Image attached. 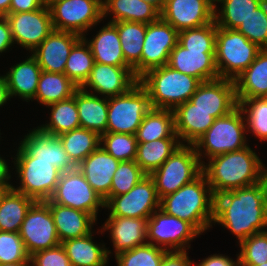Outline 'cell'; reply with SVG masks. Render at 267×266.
<instances>
[{
    "label": "cell",
    "mask_w": 267,
    "mask_h": 266,
    "mask_svg": "<svg viewBox=\"0 0 267 266\" xmlns=\"http://www.w3.org/2000/svg\"><path fill=\"white\" fill-rule=\"evenodd\" d=\"M213 223L228 228L239 243L266 231L267 197L261 182L214 196Z\"/></svg>",
    "instance_id": "obj_1"
},
{
    "label": "cell",
    "mask_w": 267,
    "mask_h": 266,
    "mask_svg": "<svg viewBox=\"0 0 267 266\" xmlns=\"http://www.w3.org/2000/svg\"><path fill=\"white\" fill-rule=\"evenodd\" d=\"M262 161L250 146L209 159L202 165L214 196L260 182Z\"/></svg>",
    "instance_id": "obj_2"
},
{
    "label": "cell",
    "mask_w": 267,
    "mask_h": 266,
    "mask_svg": "<svg viewBox=\"0 0 267 266\" xmlns=\"http://www.w3.org/2000/svg\"><path fill=\"white\" fill-rule=\"evenodd\" d=\"M160 209L191 223L200 233L208 230L214 219V195L206 176L201 173L191 183L162 197Z\"/></svg>",
    "instance_id": "obj_3"
},
{
    "label": "cell",
    "mask_w": 267,
    "mask_h": 266,
    "mask_svg": "<svg viewBox=\"0 0 267 266\" xmlns=\"http://www.w3.org/2000/svg\"><path fill=\"white\" fill-rule=\"evenodd\" d=\"M139 82L147 90L152 108L170 110L188 101L202 83L167 64L148 70Z\"/></svg>",
    "instance_id": "obj_4"
},
{
    "label": "cell",
    "mask_w": 267,
    "mask_h": 266,
    "mask_svg": "<svg viewBox=\"0 0 267 266\" xmlns=\"http://www.w3.org/2000/svg\"><path fill=\"white\" fill-rule=\"evenodd\" d=\"M245 121V115L239 106L228 115L216 118L213 125L193 144L200 163L205 164L201 161L202 154L211 159L249 146L245 136Z\"/></svg>",
    "instance_id": "obj_5"
},
{
    "label": "cell",
    "mask_w": 267,
    "mask_h": 266,
    "mask_svg": "<svg viewBox=\"0 0 267 266\" xmlns=\"http://www.w3.org/2000/svg\"><path fill=\"white\" fill-rule=\"evenodd\" d=\"M261 50L236 29L217 27L215 63L219 78L236 79Z\"/></svg>",
    "instance_id": "obj_6"
},
{
    "label": "cell",
    "mask_w": 267,
    "mask_h": 266,
    "mask_svg": "<svg viewBox=\"0 0 267 266\" xmlns=\"http://www.w3.org/2000/svg\"><path fill=\"white\" fill-rule=\"evenodd\" d=\"M20 186L13 189L35 201L49 200L55 191L61 171L49 161L37 160L20 145L14 158Z\"/></svg>",
    "instance_id": "obj_7"
},
{
    "label": "cell",
    "mask_w": 267,
    "mask_h": 266,
    "mask_svg": "<svg viewBox=\"0 0 267 266\" xmlns=\"http://www.w3.org/2000/svg\"><path fill=\"white\" fill-rule=\"evenodd\" d=\"M202 173V164L193 145L181 144L172 155L149 176L159 199L191 183Z\"/></svg>",
    "instance_id": "obj_8"
},
{
    "label": "cell",
    "mask_w": 267,
    "mask_h": 266,
    "mask_svg": "<svg viewBox=\"0 0 267 266\" xmlns=\"http://www.w3.org/2000/svg\"><path fill=\"white\" fill-rule=\"evenodd\" d=\"M151 109L149 94L138 81L126 93L108 97L106 132L136 134Z\"/></svg>",
    "instance_id": "obj_9"
},
{
    "label": "cell",
    "mask_w": 267,
    "mask_h": 266,
    "mask_svg": "<svg viewBox=\"0 0 267 266\" xmlns=\"http://www.w3.org/2000/svg\"><path fill=\"white\" fill-rule=\"evenodd\" d=\"M54 30L83 37L103 20V6L97 0H50L48 3Z\"/></svg>",
    "instance_id": "obj_10"
},
{
    "label": "cell",
    "mask_w": 267,
    "mask_h": 266,
    "mask_svg": "<svg viewBox=\"0 0 267 266\" xmlns=\"http://www.w3.org/2000/svg\"><path fill=\"white\" fill-rule=\"evenodd\" d=\"M178 40L179 32L161 17L146 24L141 60L133 67L134 75L139 79L148 70L166 65Z\"/></svg>",
    "instance_id": "obj_11"
},
{
    "label": "cell",
    "mask_w": 267,
    "mask_h": 266,
    "mask_svg": "<svg viewBox=\"0 0 267 266\" xmlns=\"http://www.w3.org/2000/svg\"><path fill=\"white\" fill-rule=\"evenodd\" d=\"M200 234L191 223L168 215L160 208L148 218L147 242L168 252L186 251V247L190 248L189 241Z\"/></svg>",
    "instance_id": "obj_12"
},
{
    "label": "cell",
    "mask_w": 267,
    "mask_h": 266,
    "mask_svg": "<svg viewBox=\"0 0 267 266\" xmlns=\"http://www.w3.org/2000/svg\"><path fill=\"white\" fill-rule=\"evenodd\" d=\"M51 202L87 212L97 220L99 207L105 208L103 198L90 186L76 167L61 172Z\"/></svg>",
    "instance_id": "obj_13"
},
{
    "label": "cell",
    "mask_w": 267,
    "mask_h": 266,
    "mask_svg": "<svg viewBox=\"0 0 267 266\" xmlns=\"http://www.w3.org/2000/svg\"><path fill=\"white\" fill-rule=\"evenodd\" d=\"M19 235L29 256L61 244L50 208L44 201H36L31 206L22 222Z\"/></svg>",
    "instance_id": "obj_14"
},
{
    "label": "cell",
    "mask_w": 267,
    "mask_h": 266,
    "mask_svg": "<svg viewBox=\"0 0 267 266\" xmlns=\"http://www.w3.org/2000/svg\"><path fill=\"white\" fill-rule=\"evenodd\" d=\"M105 207L110 210L109 216L148 219L160 208L153 179L147 175L129 192L112 196Z\"/></svg>",
    "instance_id": "obj_15"
},
{
    "label": "cell",
    "mask_w": 267,
    "mask_h": 266,
    "mask_svg": "<svg viewBox=\"0 0 267 266\" xmlns=\"http://www.w3.org/2000/svg\"><path fill=\"white\" fill-rule=\"evenodd\" d=\"M10 24L13 42L34 51L54 30L49 6L29 12L9 13L5 16Z\"/></svg>",
    "instance_id": "obj_16"
},
{
    "label": "cell",
    "mask_w": 267,
    "mask_h": 266,
    "mask_svg": "<svg viewBox=\"0 0 267 266\" xmlns=\"http://www.w3.org/2000/svg\"><path fill=\"white\" fill-rule=\"evenodd\" d=\"M189 101L215 119L228 115L239 106L234 80L224 78L202 82Z\"/></svg>",
    "instance_id": "obj_17"
},
{
    "label": "cell",
    "mask_w": 267,
    "mask_h": 266,
    "mask_svg": "<svg viewBox=\"0 0 267 266\" xmlns=\"http://www.w3.org/2000/svg\"><path fill=\"white\" fill-rule=\"evenodd\" d=\"M139 79L134 75L131 66H113L95 62L86 82L80 87L105 97H113L126 93ZM94 90V91H93Z\"/></svg>",
    "instance_id": "obj_18"
},
{
    "label": "cell",
    "mask_w": 267,
    "mask_h": 266,
    "mask_svg": "<svg viewBox=\"0 0 267 266\" xmlns=\"http://www.w3.org/2000/svg\"><path fill=\"white\" fill-rule=\"evenodd\" d=\"M82 39L81 36L65 31L53 30L34 50L32 56L42 71L64 73L66 61L72 48Z\"/></svg>",
    "instance_id": "obj_19"
},
{
    "label": "cell",
    "mask_w": 267,
    "mask_h": 266,
    "mask_svg": "<svg viewBox=\"0 0 267 266\" xmlns=\"http://www.w3.org/2000/svg\"><path fill=\"white\" fill-rule=\"evenodd\" d=\"M167 65L201 82L219 79L215 50H188L178 42L169 55Z\"/></svg>",
    "instance_id": "obj_20"
},
{
    "label": "cell",
    "mask_w": 267,
    "mask_h": 266,
    "mask_svg": "<svg viewBox=\"0 0 267 266\" xmlns=\"http://www.w3.org/2000/svg\"><path fill=\"white\" fill-rule=\"evenodd\" d=\"M160 17L178 32L214 21V11L202 0H166Z\"/></svg>",
    "instance_id": "obj_21"
},
{
    "label": "cell",
    "mask_w": 267,
    "mask_h": 266,
    "mask_svg": "<svg viewBox=\"0 0 267 266\" xmlns=\"http://www.w3.org/2000/svg\"><path fill=\"white\" fill-rule=\"evenodd\" d=\"M29 155L37 160L51 162L61 172L74 170L76 166L65 152L59 136L43 132L39 126L33 129L19 144Z\"/></svg>",
    "instance_id": "obj_22"
},
{
    "label": "cell",
    "mask_w": 267,
    "mask_h": 266,
    "mask_svg": "<svg viewBox=\"0 0 267 266\" xmlns=\"http://www.w3.org/2000/svg\"><path fill=\"white\" fill-rule=\"evenodd\" d=\"M119 160L107 153L101 146L90 153L78 166L90 186L103 198L110 194L112 177Z\"/></svg>",
    "instance_id": "obj_23"
},
{
    "label": "cell",
    "mask_w": 267,
    "mask_h": 266,
    "mask_svg": "<svg viewBox=\"0 0 267 266\" xmlns=\"http://www.w3.org/2000/svg\"><path fill=\"white\" fill-rule=\"evenodd\" d=\"M148 219L109 216L102 231L110 230L115 256L147 242Z\"/></svg>",
    "instance_id": "obj_24"
},
{
    "label": "cell",
    "mask_w": 267,
    "mask_h": 266,
    "mask_svg": "<svg viewBox=\"0 0 267 266\" xmlns=\"http://www.w3.org/2000/svg\"><path fill=\"white\" fill-rule=\"evenodd\" d=\"M50 208L60 243L87 236L92 232L96 219L87 212L44 201Z\"/></svg>",
    "instance_id": "obj_25"
},
{
    "label": "cell",
    "mask_w": 267,
    "mask_h": 266,
    "mask_svg": "<svg viewBox=\"0 0 267 266\" xmlns=\"http://www.w3.org/2000/svg\"><path fill=\"white\" fill-rule=\"evenodd\" d=\"M175 133L178 139L193 145L214 123L211 113L196 108L189 100L174 110Z\"/></svg>",
    "instance_id": "obj_26"
},
{
    "label": "cell",
    "mask_w": 267,
    "mask_h": 266,
    "mask_svg": "<svg viewBox=\"0 0 267 266\" xmlns=\"http://www.w3.org/2000/svg\"><path fill=\"white\" fill-rule=\"evenodd\" d=\"M238 104L244 99L267 97V49L234 79Z\"/></svg>",
    "instance_id": "obj_27"
},
{
    "label": "cell",
    "mask_w": 267,
    "mask_h": 266,
    "mask_svg": "<svg viewBox=\"0 0 267 266\" xmlns=\"http://www.w3.org/2000/svg\"><path fill=\"white\" fill-rule=\"evenodd\" d=\"M41 72V67L32 55L12 66L4 75L10 98L19 96L26 101H32L35 98Z\"/></svg>",
    "instance_id": "obj_28"
},
{
    "label": "cell",
    "mask_w": 267,
    "mask_h": 266,
    "mask_svg": "<svg viewBox=\"0 0 267 266\" xmlns=\"http://www.w3.org/2000/svg\"><path fill=\"white\" fill-rule=\"evenodd\" d=\"M76 105L80 126L96 132L100 136L106 133L108 119V97L100 98L97 94L76 90Z\"/></svg>",
    "instance_id": "obj_29"
},
{
    "label": "cell",
    "mask_w": 267,
    "mask_h": 266,
    "mask_svg": "<svg viewBox=\"0 0 267 266\" xmlns=\"http://www.w3.org/2000/svg\"><path fill=\"white\" fill-rule=\"evenodd\" d=\"M94 57V61L100 64L113 66H130L124 59L117 27L108 22L102 27L93 39L86 40Z\"/></svg>",
    "instance_id": "obj_30"
},
{
    "label": "cell",
    "mask_w": 267,
    "mask_h": 266,
    "mask_svg": "<svg viewBox=\"0 0 267 266\" xmlns=\"http://www.w3.org/2000/svg\"><path fill=\"white\" fill-rule=\"evenodd\" d=\"M103 6V18L114 15L109 22L132 21L152 23L160 17V12L150 3L142 0H106Z\"/></svg>",
    "instance_id": "obj_31"
},
{
    "label": "cell",
    "mask_w": 267,
    "mask_h": 266,
    "mask_svg": "<svg viewBox=\"0 0 267 266\" xmlns=\"http://www.w3.org/2000/svg\"><path fill=\"white\" fill-rule=\"evenodd\" d=\"M92 232L81 238L69 239L61 243L72 266H105L111 251L95 244Z\"/></svg>",
    "instance_id": "obj_32"
},
{
    "label": "cell",
    "mask_w": 267,
    "mask_h": 266,
    "mask_svg": "<svg viewBox=\"0 0 267 266\" xmlns=\"http://www.w3.org/2000/svg\"><path fill=\"white\" fill-rule=\"evenodd\" d=\"M135 135L137 143L163 138H178L175 133L173 110L152 108L144 116Z\"/></svg>",
    "instance_id": "obj_33"
},
{
    "label": "cell",
    "mask_w": 267,
    "mask_h": 266,
    "mask_svg": "<svg viewBox=\"0 0 267 266\" xmlns=\"http://www.w3.org/2000/svg\"><path fill=\"white\" fill-rule=\"evenodd\" d=\"M183 144L178 138H163L145 143H137L135 162L150 175L158 169L172 153Z\"/></svg>",
    "instance_id": "obj_34"
},
{
    "label": "cell",
    "mask_w": 267,
    "mask_h": 266,
    "mask_svg": "<svg viewBox=\"0 0 267 266\" xmlns=\"http://www.w3.org/2000/svg\"><path fill=\"white\" fill-rule=\"evenodd\" d=\"M78 88L65 73L42 71L33 100L47 107L49 104L71 98Z\"/></svg>",
    "instance_id": "obj_35"
},
{
    "label": "cell",
    "mask_w": 267,
    "mask_h": 266,
    "mask_svg": "<svg viewBox=\"0 0 267 266\" xmlns=\"http://www.w3.org/2000/svg\"><path fill=\"white\" fill-rule=\"evenodd\" d=\"M35 202L12 188L0 205V231L19 233L27 212Z\"/></svg>",
    "instance_id": "obj_36"
},
{
    "label": "cell",
    "mask_w": 267,
    "mask_h": 266,
    "mask_svg": "<svg viewBox=\"0 0 267 266\" xmlns=\"http://www.w3.org/2000/svg\"><path fill=\"white\" fill-rule=\"evenodd\" d=\"M59 138L65 152L77 167L90 153L100 147L101 136L82 127L62 133Z\"/></svg>",
    "instance_id": "obj_37"
},
{
    "label": "cell",
    "mask_w": 267,
    "mask_h": 266,
    "mask_svg": "<svg viewBox=\"0 0 267 266\" xmlns=\"http://www.w3.org/2000/svg\"><path fill=\"white\" fill-rule=\"evenodd\" d=\"M47 106L51 107V117L48 123L39 127L43 132L59 136L81 127L76 105V91L71 98Z\"/></svg>",
    "instance_id": "obj_38"
},
{
    "label": "cell",
    "mask_w": 267,
    "mask_h": 266,
    "mask_svg": "<svg viewBox=\"0 0 267 266\" xmlns=\"http://www.w3.org/2000/svg\"><path fill=\"white\" fill-rule=\"evenodd\" d=\"M113 24L117 27L124 59L133 68L141 60L146 24L132 21Z\"/></svg>",
    "instance_id": "obj_39"
},
{
    "label": "cell",
    "mask_w": 267,
    "mask_h": 266,
    "mask_svg": "<svg viewBox=\"0 0 267 266\" xmlns=\"http://www.w3.org/2000/svg\"><path fill=\"white\" fill-rule=\"evenodd\" d=\"M265 0H219L221 11L214 12L217 27L237 29ZM218 11V12H217Z\"/></svg>",
    "instance_id": "obj_40"
},
{
    "label": "cell",
    "mask_w": 267,
    "mask_h": 266,
    "mask_svg": "<svg viewBox=\"0 0 267 266\" xmlns=\"http://www.w3.org/2000/svg\"><path fill=\"white\" fill-rule=\"evenodd\" d=\"M94 57L89 45L82 38L71 50L64 73L79 88L89 78L94 66Z\"/></svg>",
    "instance_id": "obj_41"
},
{
    "label": "cell",
    "mask_w": 267,
    "mask_h": 266,
    "mask_svg": "<svg viewBox=\"0 0 267 266\" xmlns=\"http://www.w3.org/2000/svg\"><path fill=\"white\" fill-rule=\"evenodd\" d=\"M239 107L246 117L247 132L267 141V97L244 99Z\"/></svg>",
    "instance_id": "obj_42"
},
{
    "label": "cell",
    "mask_w": 267,
    "mask_h": 266,
    "mask_svg": "<svg viewBox=\"0 0 267 266\" xmlns=\"http://www.w3.org/2000/svg\"><path fill=\"white\" fill-rule=\"evenodd\" d=\"M146 176L135 160L121 161L112 177L110 194L104 199V203L112 196L126 194Z\"/></svg>",
    "instance_id": "obj_43"
},
{
    "label": "cell",
    "mask_w": 267,
    "mask_h": 266,
    "mask_svg": "<svg viewBox=\"0 0 267 266\" xmlns=\"http://www.w3.org/2000/svg\"><path fill=\"white\" fill-rule=\"evenodd\" d=\"M168 251L146 243L115 256L117 266H160Z\"/></svg>",
    "instance_id": "obj_44"
},
{
    "label": "cell",
    "mask_w": 267,
    "mask_h": 266,
    "mask_svg": "<svg viewBox=\"0 0 267 266\" xmlns=\"http://www.w3.org/2000/svg\"><path fill=\"white\" fill-rule=\"evenodd\" d=\"M100 146L120 162L132 161L136 158L137 139L135 134L106 132L101 135Z\"/></svg>",
    "instance_id": "obj_45"
},
{
    "label": "cell",
    "mask_w": 267,
    "mask_h": 266,
    "mask_svg": "<svg viewBox=\"0 0 267 266\" xmlns=\"http://www.w3.org/2000/svg\"><path fill=\"white\" fill-rule=\"evenodd\" d=\"M236 30L261 49H267V0L255 9Z\"/></svg>",
    "instance_id": "obj_46"
},
{
    "label": "cell",
    "mask_w": 267,
    "mask_h": 266,
    "mask_svg": "<svg viewBox=\"0 0 267 266\" xmlns=\"http://www.w3.org/2000/svg\"><path fill=\"white\" fill-rule=\"evenodd\" d=\"M217 25L215 21L201 27L182 30L178 42L188 50H215Z\"/></svg>",
    "instance_id": "obj_47"
},
{
    "label": "cell",
    "mask_w": 267,
    "mask_h": 266,
    "mask_svg": "<svg viewBox=\"0 0 267 266\" xmlns=\"http://www.w3.org/2000/svg\"><path fill=\"white\" fill-rule=\"evenodd\" d=\"M237 260L240 266H257L267 262V230L249 236L240 244Z\"/></svg>",
    "instance_id": "obj_48"
},
{
    "label": "cell",
    "mask_w": 267,
    "mask_h": 266,
    "mask_svg": "<svg viewBox=\"0 0 267 266\" xmlns=\"http://www.w3.org/2000/svg\"><path fill=\"white\" fill-rule=\"evenodd\" d=\"M29 258L19 233L0 231V264L25 261Z\"/></svg>",
    "instance_id": "obj_49"
},
{
    "label": "cell",
    "mask_w": 267,
    "mask_h": 266,
    "mask_svg": "<svg viewBox=\"0 0 267 266\" xmlns=\"http://www.w3.org/2000/svg\"><path fill=\"white\" fill-rule=\"evenodd\" d=\"M30 258L33 266H72L61 244L51 249L38 251Z\"/></svg>",
    "instance_id": "obj_50"
},
{
    "label": "cell",
    "mask_w": 267,
    "mask_h": 266,
    "mask_svg": "<svg viewBox=\"0 0 267 266\" xmlns=\"http://www.w3.org/2000/svg\"><path fill=\"white\" fill-rule=\"evenodd\" d=\"M195 263L188 257L187 251L168 252L160 266H193Z\"/></svg>",
    "instance_id": "obj_51"
},
{
    "label": "cell",
    "mask_w": 267,
    "mask_h": 266,
    "mask_svg": "<svg viewBox=\"0 0 267 266\" xmlns=\"http://www.w3.org/2000/svg\"><path fill=\"white\" fill-rule=\"evenodd\" d=\"M45 3L44 0H11L9 13L35 11Z\"/></svg>",
    "instance_id": "obj_52"
},
{
    "label": "cell",
    "mask_w": 267,
    "mask_h": 266,
    "mask_svg": "<svg viewBox=\"0 0 267 266\" xmlns=\"http://www.w3.org/2000/svg\"><path fill=\"white\" fill-rule=\"evenodd\" d=\"M14 44L10 24L5 16H0V53Z\"/></svg>",
    "instance_id": "obj_53"
},
{
    "label": "cell",
    "mask_w": 267,
    "mask_h": 266,
    "mask_svg": "<svg viewBox=\"0 0 267 266\" xmlns=\"http://www.w3.org/2000/svg\"><path fill=\"white\" fill-rule=\"evenodd\" d=\"M237 263L228 256H223L222 254L210 255L203 259L202 262L196 264L195 266H234Z\"/></svg>",
    "instance_id": "obj_54"
},
{
    "label": "cell",
    "mask_w": 267,
    "mask_h": 266,
    "mask_svg": "<svg viewBox=\"0 0 267 266\" xmlns=\"http://www.w3.org/2000/svg\"><path fill=\"white\" fill-rule=\"evenodd\" d=\"M10 98L5 76H0V107Z\"/></svg>",
    "instance_id": "obj_55"
},
{
    "label": "cell",
    "mask_w": 267,
    "mask_h": 266,
    "mask_svg": "<svg viewBox=\"0 0 267 266\" xmlns=\"http://www.w3.org/2000/svg\"><path fill=\"white\" fill-rule=\"evenodd\" d=\"M8 165L2 157H0V183H10L8 182L11 178L9 173Z\"/></svg>",
    "instance_id": "obj_56"
},
{
    "label": "cell",
    "mask_w": 267,
    "mask_h": 266,
    "mask_svg": "<svg viewBox=\"0 0 267 266\" xmlns=\"http://www.w3.org/2000/svg\"><path fill=\"white\" fill-rule=\"evenodd\" d=\"M260 182L267 197V168L264 166L263 163H261Z\"/></svg>",
    "instance_id": "obj_57"
},
{
    "label": "cell",
    "mask_w": 267,
    "mask_h": 266,
    "mask_svg": "<svg viewBox=\"0 0 267 266\" xmlns=\"http://www.w3.org/2000/svg\"><path fill=\"white\" fill-rule=\"evenodd\" d=\"M13 188V185L9 183H0V205L7 193Z\"/></svg>",
    "instance_id": "obj_58"
},
{
    "label": "cell",
    "mask_w": 267,
    "mask_h": 266,
    "mask_svg": "<svg viewBox=\"0 0 267 266\" xmlns=\"http://www.w3.org/2000/svg\"><path fill=\"white\" fill-rule=\"evenodd\" d=\"M11 0H0V16L9 14Z\"/></svg>",
    "instance_id": "obj_59"
},
{
    "label": "cell",
    "mask_w": 267,
    "mask_h": 266,
    "mask_svg": "<svg viewBox=\"0 0 267 266\" xmlns=\"http://www.w3.org/2000/svg\"><path fill=\"white\" fill-rule=\"evenodd\" d=\"M145 2L150 3L151 5H153L159 12L162 11V9L165 6L166 0H142Z\"/></svg>",
    "instance_id": "obj_60"
},
{
    "label": "cell",
    "mask_w": 267,
    "mask_h": 266,
    "mask_svg": "<svg viewBox=\"0 0 267 266\" xmlns=\"http://www.w3.org/2000/svg\"><path fill=\"white\" fill-rule=\"evenodd\" d=\"M0 266H33V264H32L31 258H29L25 261H20V262H15V263H2L0 264Z\"/></svg>",
    "instance_id": "obj_61"
},
{
    "label": "cell",
    "mask_w": 267,
    "mask_h": 266,
    "mask_svg": "<svg viewBox=\"0 0 267 266\" xmlns=\"http://www.w3.org/2000/svg\"><path fill=\"white\" fill-rule=\"evenodd\" d=\"M204 1L214 12L217 10L216 2L218 3L219 0H202Z\"/></svg>",
    "instance_id": "obj_62"
},
{
    "label": "cell",
    "mask_w": 267,
    "mask_h": 266,
    "mask_svg": "<svg viewBox=\"0 0 267 266\" xmlns=\"http://www.w3.org/2000/svg\"><path fill=\"white\" fill-rule=\"evenodd\" d=\"M99 3H101L102 5L106 2V0H97Z\"/></svg>",
    "instance_id": "obj_63"
},
{
    "label": "cell",
    "mask_w": 267,
    "mask_h": 266,
    "mask_svg": "<svg viewBox=\"0 0 267 266\" xmlns=\"http://www.w3.org/2000/svg\"><path fill=\"white\" fill-rule=\"evenodd\" d=\"M257 266H267V262H265V263H262V264H260V265H257Z\"/></svg>",
    "instance_id": "obj_64"
},
{
    "label": "cell",
    "mask_w": 267,
    "mask_h": 266,
    "mask_svg": "<svg viewBox=\"0 0 267 266\" xmlns=\"http://www.w3.org/2000/svg\"><path fill=\"white\" fill-rule=\"evenodd\" d=\"M234 266H240L238 260H237V263Z\"/></svg>",
    "instance_id": "obj_65"
}]
</instances>
